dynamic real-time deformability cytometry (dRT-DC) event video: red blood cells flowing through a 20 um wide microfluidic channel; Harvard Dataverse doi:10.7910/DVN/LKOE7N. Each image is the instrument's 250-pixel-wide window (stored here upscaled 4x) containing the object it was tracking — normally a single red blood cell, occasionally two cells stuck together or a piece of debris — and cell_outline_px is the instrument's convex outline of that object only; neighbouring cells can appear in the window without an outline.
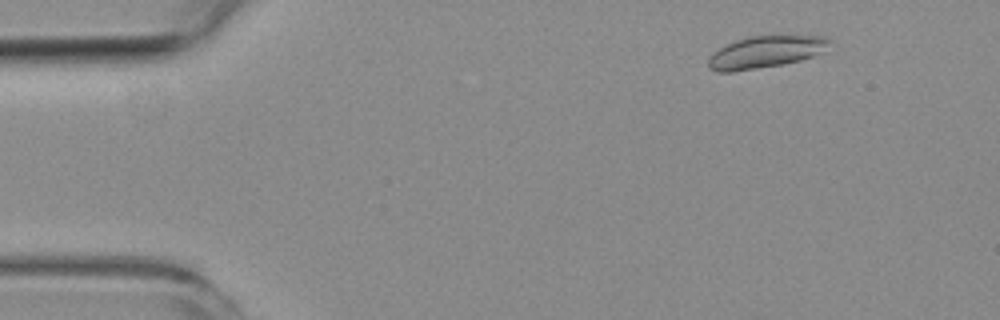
{"species": "common noctule bat (a hibernating species)", "species_latin": "Nyctalus noctula", "temperature_condition": "room temperature", "stored_images_in_passage": 6, "camera_frame_rate_fps": 3000, "um_per_image_px": 0.085, "animal": {"sex": "female", "body_mass_g": 19.3, "forearm_length_mm": 54.1}, "frame": {"image": 1, "passage_image": 2, "time_ms": 1.0, "image_size_px": [1000, 320], "cell_outline_px": [[832, 40], [820, 52], [812, 56], [800, 60], [784, 64], [732, 72], [716, 72], [708, 68], [708, 56], [720, 48], [736, 40], [752, 36], [828, 36]], "centroid_in_image_um": [65.02, 4.43], "position_along_channel_um": 20.0, "area_um2": 22.37}}
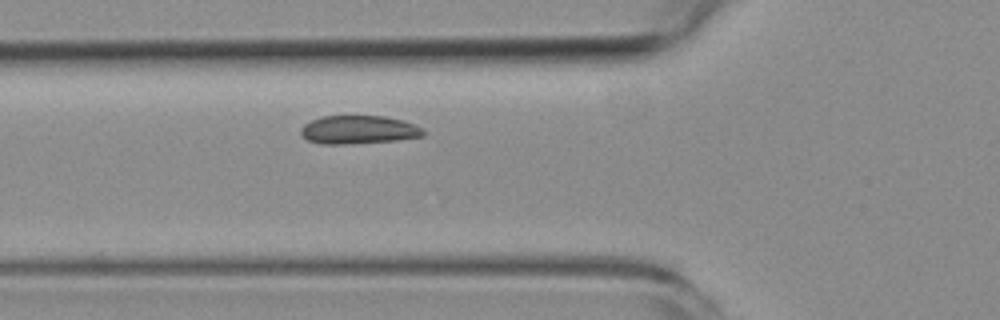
{"frame": {"image": 2, "passage_image": 6, "time_ms": 5.667, "image_size_px": [1000, 320], "cell_outline_px": [[424, 136], [396, 140], [344, 144], [320, 144], [308, 140], [300, 136], [300, 128], [304, 124], [320, 116], [384, 116], [416, 124], [424, 128]], "centroid_in_image_um": [30.45, 11.03], "position_along_channel_um": 95.3, "area_um2": 20.35}}